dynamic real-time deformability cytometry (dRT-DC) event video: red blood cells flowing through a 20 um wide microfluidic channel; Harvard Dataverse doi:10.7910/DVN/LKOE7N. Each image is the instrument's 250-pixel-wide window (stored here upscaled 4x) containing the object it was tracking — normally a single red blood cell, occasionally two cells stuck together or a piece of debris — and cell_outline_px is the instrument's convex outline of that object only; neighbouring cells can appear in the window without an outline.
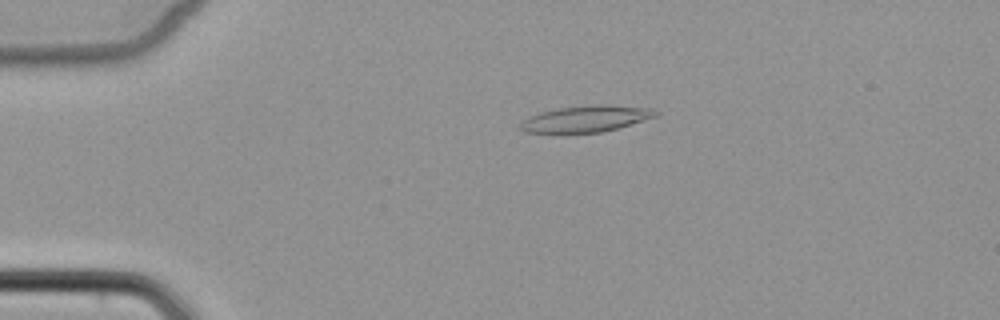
{"species": "common noctule bat (a hibernating species)", "species_latin": "Nyctalus noctula", "temperature_condition": "cold", "stored_images_in_passage": 6, "camera_frame_rate_fps": 3000, "um_per_image_px": 0.085, "animal": {"sex": "female", "body_mass_g": 22.7, "forearm_length_mm": 54.2}, "frame": {"image": 1, "passage_image": 6, "time_ms": 7.333, "image_size_px": [1000, 320], "cell_outline_px": [[660, 112], [656, 116], [616, 128], [600, 132], [564, 136], [524, 132], [520, 128], [520, 124], [528, 116], [540, 112], [560, 108], [600, 104], [604, 104], [652, 108]], "centroid_in_image_um": [49.71, 10.14], "position_along_channel_um": 35.3, "area_um2": 21.44}}